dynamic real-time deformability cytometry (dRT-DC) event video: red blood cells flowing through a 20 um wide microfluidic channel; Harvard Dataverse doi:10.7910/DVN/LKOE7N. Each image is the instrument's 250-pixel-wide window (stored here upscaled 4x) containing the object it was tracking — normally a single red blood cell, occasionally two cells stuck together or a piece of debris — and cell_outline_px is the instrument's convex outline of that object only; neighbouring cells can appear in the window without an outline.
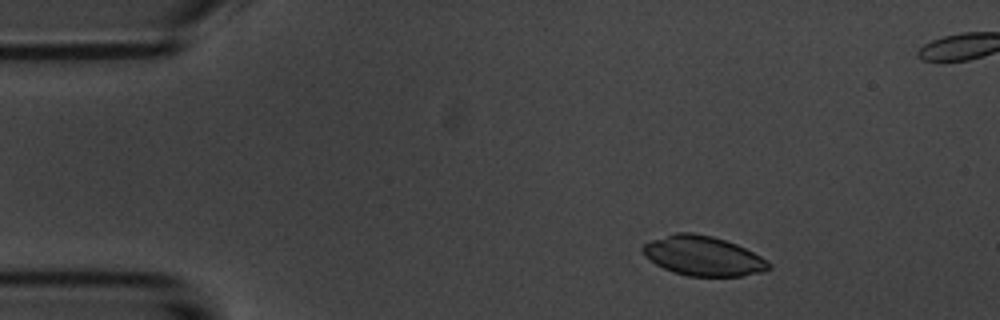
{"species": "common noctule bat (a hibernating species)", "species_latin": "Nyctalus noctula", "temperature_condition": "room temperature", "stored_images_in_passage": 4, "camera_frame_rate_fps": 3000, "um_per_image_px": 0.085, "animal": {"sex": "male", "body_mass_g": 20.1, "forearm_length_mm": 53.5}, "frame": {"image": 1, "passage_image": 1, "time_ms": 0.0, "image_size_px": [1000, 320], "cell_outline_px": [[772, 268], [764, 272], [744, 276], [688, 276], [672, 272], [656, 264], [644, 256], [640, 252], [640, 248], [644, 244], [652, 240], [676, 232], [692, 232], [712, 236], [736, 244], [768, 260], [772, 264]], "centroid_in_image_um": [59.76, 21.76], "position_along_channel_um": 25.2, "area_um2": 29.3}}